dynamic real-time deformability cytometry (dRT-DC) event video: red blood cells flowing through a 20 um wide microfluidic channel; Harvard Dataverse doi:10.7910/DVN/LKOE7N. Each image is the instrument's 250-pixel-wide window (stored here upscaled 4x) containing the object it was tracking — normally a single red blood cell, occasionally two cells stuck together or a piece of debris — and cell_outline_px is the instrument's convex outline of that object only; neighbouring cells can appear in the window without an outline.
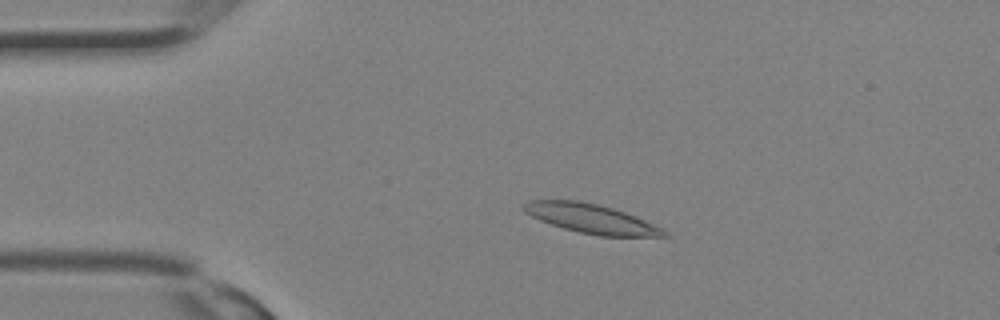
{"species": "Egyptian fruit bat (a non-hibernating species)", "species_latin": "Rousettus aegyptiacus", "temperature_condition": "room temperature", "stored_images_in_passage": 7, "camera_frame_rate_fps": 3000, "um_per_image_px": 0.085, "animal": {"sex": "female"}, "frame": {"image": 1, "passage_image": 2, "time_ms": 0.333, "image_size_px": [1000, 320], "cell_outline_px": [[672, 236], [600, 236], [580, 232], [564, 228], [540, 220], [524, 212], [520, 208], [528, 200], [576, 200], [596, 204], [612, 208], [624, 212], [664, 228]], "centroid_in_image_um": [50.25, 18.58], "position_along_channel_um": 34.7, "area_um2": 23.7}}
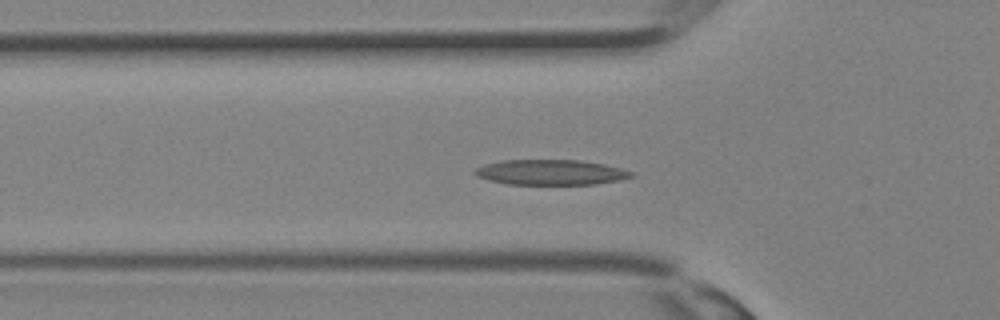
{"frame": {"image": 2, "passage_image": 6, "time_ms": 1.667, "image_size_px": [1000, 320], "cell_outline_px": [[636, 176], [620, 180], [596, 184], [508, 184], [488, 180], [476, 176], [472, 172], [476, 168], [484, 164], [500, 160], [580, 160], [604, 164], [636, 172]], "centroid_in_image_um": [46.83, 14.64], "position_along_channel_um": 79.0, "area_um2": 23.24}}